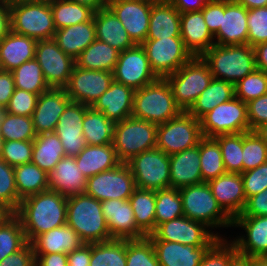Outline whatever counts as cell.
<instances>
[{
	"mask_svg": "<svg viewBox=\"0 0 267 266\" xmlns=\"http://www.w3.org/2000/svg\"><path fill=\"white\" fill-rule=\"evenodd\" d=\"M66 196L51 190L21 200L15 214L20 218L27 242L66 224Z\"/></svg>",
	"mask_w": 267,
	"mask_h": 266,
	"instance_id": "cell-1",
	"label": "cell"
},
{
	"mask_svg": "<svg viewBox=\"0 0 267 266\" xmlns=\"http://www.w3.org/2000/svg\"><path fill=\"white\" fill-rule=\"evenodd\" d=\"M66 224L76 231L85 244L112 240L101 201L86 193L67 198Z\"/></svg>",
	"mask_w": 267,
	"mask_h": 266,
	"instance_id": "cell-2",
	"label": "cell"
},
{
	"mask_svg": "<svg viewBox=\"0 0 267 266\" xmlns=\"http://www.w3.org/2000/svg\"><path fill=\"white\" fill-rule=\"evenodd\" d=\"M201 58L209 66L214 79L234 85L257 69L254 48L249 44H214Z\"/></svg>",
	"mask_w": 267,
	"mask_h": 266,
	"instance_id": "cell-3",
	"label": "cell"
},
{
	"mask_svg": "<svg viewBox=\"0 0 267 266\" xmlns=\"http://www.w3.org/2000/svg\"><path fill=\"white\" fill-rule=\"evenodd\" d=\"M182 112L165 78H158L134 92L131 114L134 118L159 125L176 118Z\"/></svg>",
	"mask_w": 267,
	"mask_h": 266,
	"instance_id": "cell-4",
	"label": "cell"
},
{
	"mask_svg": "<svg viewBox=\"0 0 267 266\" xmlns=\"http://www.w3.org/2000/svg\"><path fill=\"white\" fill-rule=\"evenodd\" d=\"M11 31L35 40L53 39L56 28L49 1H10Z\"/></svg>",
	"mask_w": 267,
	"mask_h": 266,
	"instance_id": "cell-5",
	"label": "cell"
},
{
	"mask_svg": "<svg viewBox=\"0 0 267 266\" xmlns=\"http://www.w3.org/2000/svg\"><path fill=\"white\" fill-rule=\"evenodd\" d=\"M179 193L185 217L201 222L207 228L233 225V219L218 204L208 183L182 187Z\"/></svg>",
	"mask_w": 267,
	"mask_h": 266,
	"instance_id": "cell-6",
	"label": "cell"
},
{
	"mask_svg": "<svg viewBox=\"0 0 267 266\" xmlns=\"http://www.w3.org/2000/svg\"><path fill=\"white\" fill-rule=\"evenodd\" d=\"M165 79L171 87L176 104L187 112L209 86L213 75L201 57H193Z\"/></svg>",
	"mask_w": 267,
	"mask_h": 266,
	"instance_id": "cell-7",
	"label": "cell"
},
{
	"mask_svg": "<svg viewBox=\"0 0 267 266\" xmlns=\"http://www.w3.org/2000/svg\"><path fill=\"white\" fill-rule=\"evenodd\" d=\"M157 126L132 116L115 123L112 144L119 161L127 163L137 154L156 148Z\"/></svg>",
	"mask_w": 267,
	"mask_h": 266,
	"instance_id": "cell-8",
	"label": "cell"
},
{
	"mask_svg": "<svg viewBox=\"0 0 267 266\" xmlns=\"http://www.w3.org/2000/svg\"><path fill=\"white\" fill-rule=\"evenodd\" d=\"M202 138L200 121L183 111L157 126L156 148L171 155L197 146Z\"/></svg>",
	"mask_w": 267,
	"mask_h": 266,
	"instance_id": "cell-9",
	"label": "cell"
},
{
	"mask_svg": "<svg viewBox=\"0 0 267 266\" xmlns=\"http://www.w3.org/2000/svg\"><path fill=\"white\" fill-rule=\"evenodd\" d=\"M203 137L249 132L247 104L237 97L221 103L200 119Z\"/></svg>",
	"mask_w": 267,
	"mask_h": 266,
	"instance_id": "cell-10",
	"label": "cell"
},
{
	"mask_svg": "<svg viewBox=\"0 0 267 266\" xmlns=\"http://www.w3.org/2000/svg\"><path fill=\"white\" fill-rule=\"evenodd\" d=\"M127 164L136 188L153 191L170 188V157L160 149L137 154Z\"/></svg>",
	"mask_w": 267,
	"mask_h": 266,
	"instance_id": "cell-11",
	"label": "cell"
},
{
	"mask_svg": "<svg viewBox=\"0 0 267 266\" xmlns=\"http://www.w3.org/2000/svg\"><path fill=\"white\" fill-rule=\"evenodd\" d=\"M141 45L158 78H166L193 58L181 37L146 39Z\"/></svg>",
	"mask_w": 267,
	"mask_h": 266,
	"instance_id": "cell-12",
	"label": "cell"
},
{
	"mask_svg": "<svg viewBox=\"0 0 267 266\" xmlns=\"http://www.w3.org/2000/svg\"><path fill=\"white\" fill-rule=\"evenodd\" d=\"M136 189L135 179L127 163L100 172L87 179V195L103 202L110 199L129 200Z\"/></svg>",
	"mask_w": 267,
	"mask_h": 266,
	"instance_id": "cell-13",
	"label": "cell"
},
{
	"mask_svg": "<svg viewBox=\"0 0 267 266\" xmlns=\"http://www.w3.org/2000/svg\"><path fill=\"white\" fill-rule=\"evenodd\" d=\"M206 225L182 216L158 225L147 236L151 241L176 242L195 247L212 246L220 236L206 229Z\"/></svg>",
	"mask_w": 267,
	"mask_h": 266,
	"instance_id": "cell-14",
	"label": "cell"
},
{
	"mask_svg": "<svg viewBox=\"0 0 267 266\" xmlns=\"http://www.w3.org/2000/svg\"><path fill=\"white\" fill-rule=\"evenodd\" d=\"M113 78L116 82L129 86L134 90L151 84L158 79L150 67L144 48L142 45L137 44L119 53L118 61L113 71Z\"/></svg>",
	"mask_w": 267,
	"mask_h": 266,
	"instance_id": "cell-15",
	"label": "cell"
},
{
	"mask_svg": "<svg viewBox=\"0 0 267 266\" xmlns=\"http://www.w3.org/2000/svg\"><path fill=\"white\" fill-rule=\"evenodd\" d=\"M35 59L50 88H64L67 85L75 60L66 55L53 39L37 41Z\"/></svg>",
	"mask_w": 267,
	"mask_h": 266,
	"instance_id": "cell-16",
	"label": "cell"
},
{
	"mask_svg": "<svg viewBox=\"0 0 267 266\" xmlns=\"http://www.w3.org/2000/svg\"><path fill=\"white\" fill-rule=\"evenodd\" d=\"M113 81V72L87 70L74 66L64 89L72 101L91 107Z\"/></svg>",
	"mask_w": 267,
	"mask_h": 266,
	"instance_id": "cell-17",
	"label": "cell"
},
{
	"mask_svg": "<svg viewBox=\"0 0 267 266\" xmlns=\"http://www.w3.org/2000/svg\"><path fill=\"white\" fill-rule=\"evenodd\" d=\"M152 3L147 0H112L107 7L121 21L132 42L141 45L148 35Z\"/></svg>",
	"mask_w": 267,
	"mask_h": 266,
	"instance_id": "cell-18",
	"label": "cell"
},
{
	"mask_svg": "<svg viewBox=\"0 0 267 266\" xmlns=\"http://www.w3.org/2000/svg\"><path fill=\"white\" fill-rule=\"evenodd\" d=\"M90 106L71 101L60 116L54 133L60 139L65 156L75 157L85 147L82 121Z\"/></svg>",
	"mask_w": 267,
	"mask_h": 266,
	"instance_id": "cell-19",
	"label": "cell"
},
{
	"mask_svg": "<svg viewBox=\"0 0 267 266\" xmlns=\"http://www.w3.org/2000/svg\"><path fill=\"white\" fill-rule=\"evenodd\" d=\"M247 16L248 9L237 0H221V25L213 35L217 39L215 44H248Z\"/></svg>",
	"mask_w": 267,
	"mask_h": 266,
	"instance_id": "cell-20",
	"label": "cell"
},
{
	"mask_svg": "<svg viewBox=\"0 0 267 266\" xmlns=\"http://www.w3.org/2000/svg\"><path fill=\"white\" fill-rule=\"evenodd\" d=\"M101 207L112 239L131 240L146 237L137 228L129 200H105L101 202Z\"/></svg>",
	"mask_w": 267,
	"mask_h": 266,
	"instance_id": "cell-21",
	"label": "cell"
},
{
	"mask_svg": "<svg viewBox=\"0 0 267 266\" xmlns=\"http://www.w3.org/2000/svg\"><path fill=\"white\" fill-rule=\"evenodd\" d=\"M71 101L64 88H50L40 94L31 116L36 134L54 132L60 116Z\"/></svg>",
	"mask_w": 267,
	"mask_h": 266,
	"instance_id": "cell-22",
	"label": "cell"
},
{
	"mask_svg": "<svg viewBox=\"0 0 267 266\" xmlns=\"http://www.w3.org/2000/svg\"><path fill=\"white\" fill-rule=\"evenodd\" d=\"M233 226L242 227L247 233V239L242 235L232 241L239 254L267 257V216H236Z\"/></svg>",
	"mask_w": 267,
	"mask_h": 266,
	"instance_id": "cell-23",
	"label": "cell"
},
{
	"mask_svg": "<svg viewBox=\"0 0 267 266\" xmlns=\"http://www.w3.org/2000/svg\"><path fill=\"white\" fill-rule=\"evenodd\" d=\"M207 183L218 204L232 219L242 213L247 199L241 174L225 173Z\"/></svg>",
	"mask_w": 267,
	"mask_h": 266,
	"instance_id": "cell-24",
	"label": "cell"
},
{
	"mask_svg": "<svg viewBox=\"0 0 267 266\" xmlns=\"http://www.w3.org/2000/svg\"><path fill=\"white\" fill-rule=\"evenodd\" d=\"M135 90L115 80L91 106L114 123L131 117Z\"/></svg>",
	"mask_w": 267,
	"mask_h": 266,
	"instance_id": "cell-25",
	"label": "cell"
},
{
	"mask_svg": "<svg viewBox=\"0 0 267 266\" xmlns=\"http://www.w3.org/2000/svg\"><path fill=\"white\" fill-rule=\"evenodd\" d=\"M180 36L193 57H201L215 44L201 10L181 13Z\"/></svg>",
	"mask_w": 267,
	"mask_h": 266,
	"instance_id": "cell-26",
	"label": "cell"
},
{
	"mask_svg": "<svg viewBox=\"0 0 267 266\" xmlns=\"http://www.w3.org/2000/svg\"><path fill=\"white\" fill-rule=\"evenodd\" d=\"M170 157V188L203 183L200 169V141L199 144L182 152L169 155Z\"/></svg>",
	"mask_w": 267,
	"mask_h": 266,
	"instance_id": "cell-27",
	"label": "cell"
},
{
	"mask_svg": "<svg viewBox=\"0 0 267 266\" xmlns=\"http://www.w3.org/2000/svg\"><path fill=\"white\" fill-rule=\"evenodd\" d=\"M87 179L77 166L75 157L64 156L49 174V190L66 197L83 194Z\"/></svg>",
	"mask_w": 267,
	"mask_h": 266,
	"instance_id": "cell-28",
	"label": "cell"
},
{
	"mask_svg": "<svg viewBox=\"0 0 267 266\" xmlns=\"http://www.w3.org/2000/svg\"><path fill=\"white\" fill-rule=\"evenodd\" d=\"M152 244L160 266H199L211 247H195L168 241H152Z\"/></svg>",
	"mask_w": 267,
	"mask_h": 266,
	"instance_id": "cell-29",
	"label": "cell"
},
{
	"mask_svg": "<svg viewBox=\"0 0 267 266\" xmlns=\"http://www.w3.org/2000/svg\"><path fill=\"white\" fill-rule=\"evenodd\" d=\"M93 20L97 40L107 43L119 52L135 45L121 21L108 7L95 11Z\"/></svg>",
	"mask_w": 267,
	"mask_h": 266,
	"instance_id": "cell-30",
	"label": "cell"
},
{
	"mask_svg": "<svg viewBox=\"0 0 267 266\" xmlns=\"http://www.w3.org/2000/svg\"><path fill=\"white\" fill-rule=\"evenodd\" d=\"M37 40L10 32L0 41L2 70L12 71L24 62L35 58Z\"/></svg>",
	"mask_w": 267,
	"mask_h": 266,
	"instance_id": "cell-31",
	"label": "cell"
},
{
	"mask_svg": "<svg viewBox=\"0 0 267 266\" xmlns=\"http://www.w3.org/2000/svg\"><path fill=\"white\" fill-rule=\"evenodd\" d=\"M53 40L66 55L75 60L96 40L95 22L92 18L90 21L58 29Z\"/></svg>",
	"mask_w": 267,
	"mask_h": 266,
	"instance_id": "cell-32",
	"label": "cell"
},
{
	"mask_svg": "<svg viewBox=\"0 0 267 266\" xmlns=\"http://www.w3.org/2000/svg\"><path fill=\"white\" fill-rule=\"evenodd\" d=\"M31 244L34 254H68L79 248L83 242L76 231L65 224L37 236Z\"/></svg>",
	"mask_w": 267,
	"mask_h": 266,
	"instance_id": "cell-33",
	"label": "cell"
},
{
	"mask_svg": "<svg viewBox=\"0 0 267 266\" xmlns=\"http://www.w3.org/2000/svg\"><path fill=\"white\" fill-rule=\"evenodd\" d=\"M77 166L86 179L115 168L119 161L113 144L108 145H86V147L75 156Z\"/></svg>",
	"mask_w": 267,
	"mask_h": 266,
	"instance_id": "cell-34",
	"label": "cell"
},
{
	"mask_svg": "<svg viewBox=\"0 0 267 266\" xmlns=\"http://www.w3.org/2000/svg\"><path fill=\"white\" fill-rule=\"evenodd\" d=\"M181 13L168 1L152 3L146 39L180 36Z\"/></svg>",
	"mask_w": 267,
	"mask_h": 266,
	"instance_id": "cell-35",
	"label": "cell"
},
{
	"mask_svg": "<svg viewBox=\"0 0 267 266\" xmlns=\"http://www.w3.org/2000/svg\"><path fill=\"white\" fill-rule=\"evenodd\" d=\"M64 156L62 143L54 132L38 134L33 140L31 162L48 174Z\"/></svg>",
	"mask_w": 267,
	"mask_h": 266,
	"instance_id": "cell-36",
	"label": "cell"
},
{
	"mask_svg": "<svg viewBox=\"0 0 267 266\" xmlns=\"http://www.w3.org/2000/svg\"><path fill=\"white\" fill-rule=\"evenodd\" d=\"M119 53L107 43L96 39L75 59V66L87 70L113 72Z\"/></svg>",
	"mask_w": 267,
	"mask_h": 266,
	"instance_id": "cell-37",
	"label": "cell"
},
{
	"mask_svg": "<svg viewBox=\"0 0 267 266\" xmlns=\"http://www.w3.org/2000/svg\"><path fill=\"white\" fill-rule=\"evenodd\" d=\"M234 97L235 89L233 83L213 78L209 86L198 96L187 112L199 120L216 106Z\"/></svg>",
	"mask_w": 267,
	"mask_h": 266,
	"instance_id": "cell-38",
	"label": "cell"
},
{
	"mask_svg": "<svg viewBox=\"0 0 267 266\" xmlns=\"http://www.w3.org/2000/svg\"><path fill=\"white\" fill-rule=\"evenodd\" d=\"M14 176L20 200L49 190V174L32 162L14 166Z\"/></svg>",
	"mask_w": 267,
	"mask_h": 266,
	"instance_id": "cell-39",
	"label": "cell"
},
{
	"mask_svg": "<svg viewBox=\"0 0 267 266\" xmlns=\"http://www.w3.org/2000/svg\"><path fill=\"white\" fill-rule=\"evenodd\" d=\"M137 228L147 237L155 231L156 191L136 188L129 198Z\"/></svg>",
	"mask_w": 267,
	"mask_h": 266,
	"instance_id": "cell-40",
	"label": "cell"
},
{
	"mask_svg": "<svg viewBox=\"0 0 267 266\" xmlns=\"http://www.w3.org/2000/svg\"><path fill=\"white\" fill-rule=\"evenodd\" d=\"M83 136L87 145H108L113 143L115 123L102 112L92 107L86 110L82 121Z\"/></svg>",
	"mask_w": 267,
	"mask_h": 266,
	"instance_id": "cell-41",
	"label": "cell"
},
{
	"mask_svg": "<svg viewBox=\"0 0 267 266\" xmlns=\"http://www.w3.org/2000/svg\"><path fill=\"white\" fill-rule=\"evenodd\" d=\"M50 7L56 30L90 21L94 10L72 0H51Z\"/></svg>",
	"mask_w": 267,
	"mask_h": 266,
	"instance_id": "cell-42",
	"label": "cell"
},
{
	"mask_svg": "<svg viewBox=\"0 0 267 266\" xmlns=\"http://www.w3.org/2000/svg\"><path fill=\"white\" fill-rule=\"evenodd\" d=\"M27 243L20 218L9 213L0 221V261Z\"/></svg>",
	"mask_w": 267,
	"mask_h": 266,
	"instance_id": "cell-43",
	"label": "cell"
},
{
	"mask_svg": "<svg viewBox=\"0 0 267 266\" xmlns=\"http://www.w3.org/2000/svg\"><path fill=\"white\" fill-rule=\"evenodd\" d=\"M200 169L206 183L227 173L221 148L214 138L203 137L200 140Z\"/></svg>",
	"mask_w": 267,
	"mask_h": 266,
	"instance_id": "cell-44",
	"label": "cell"
},
{
	"mask_svg": "<svg viewBox=\"0 0 267 266\" xmlns=\"http://www.w3.org/2000/svg\"><path fill=\"white\" fill-rule=\"evenodd\" d=\"M89 266H126V239L91 244Z\"/></svg>",
	"mask_w": 267,
	"mask_h": 266,
	"instance_id": "cell-45",
	"label": "cell"
},
{
	"mask_svg": "<svg viewBox=\"0 0 267 266\" xmlns=\"http://www.w3.org/2000/svg\"><path fill=\"white\" fill-rule=\"evenodd\" d=\"M15 88L34 94H42L50 89L45 81L41 66L37 60L31 59L11 71Z\"/></svg>",
	"mask_w": 267,
	"mask_h": 266,
	"instance_id": "cell-46",
	"label": "cell"
},
{
	"mask_svg": "<svg viewBox=\"0 0 267 266\" xmlns=\"http://www.w3.org/2000/svg\"><path fill=\"white\" fill-rule=\"evenodd\" d=\"M0 134L5 141L34 140L37 136L32 118L0 111Z\"/></svg>",
	"mask_w": 267,
	"mask_h": 266,
	"instance_id": "cell-47",
	"label": "cell"
},
{
	"mask_svg": "<svg viewBox=\"0 0 267 266\" xmlns=\"http://www.w3.org/2000/svg\"><path fill=\"white\" fill-rule=\"evenodd\" d=\"M155 229L163 222L184 216L179 189L167 188L156 191Z\"/></svg>",
	"mask_w": 267,
	"mask_h": 266,
	"instance_id": "cell-48",
	"label": "cell"
},
{
	"mask_svg": "<svg viewBox=\"0 0 267 266\" xmlns=\"http://www.w3.org/2000/svg\"><path fill=\"white\" fill-rule=\"evenodd\" d=\"M222 159L227 173H243V133L218 135Z\"/></svg>",
	"mask_w": 267,
	"mask_h": 266,
	"instance_id": "cell-49",
	"label": "cell"
},
{
	"mask_svg": "<svg viewBox=\"0 0 267 266\" xmlns=\"http://www.w3.org/2000/svg\"><path fill=\"white\" fill-rule=\"evenodd\" d=\"M126 266H160L152 241L148 237L126 239Z\"/></svg>",
	"mask_w": 267,
	"mask_h": 266,
	"instance_id": "cell-50",
	"label": "cell"
},
{
	"mask_svg": "<svg viewBox=\"0 0 267 266\" xmlns=\"http://www.w3.org/2000/svg\"><path fill=\"white\" fill-rule=\"evenodd\" d=\"M21 200L16 190L14 167L0 158V205L9 213H15Z\"/></svg>",
	"mask_w": 267,
	"mask_h": 266,
	"instance_id": "cell-51",
	"label": "cell"
},
{
	"mask_svg": "<svg viewBox=\"0 0 267 266\" xmlns=\"http://www.w3.org/2000/svg\"><path fill=\"white\" fill-rule=\"evenodd\" d=\"M243 172L267 161V145L255 131L243 132Z\"/></svg>",
	"mask_w": 267,
	"mask_h": 266,
	"instance_id": "cell-52",
	"label": "cell"
},
{
	"mask_svg": "<svg viewBox=\"0 0 267 266\" xmlns=\"http://www.w3.org/2000/svg\"><path fill=\"white\" fill-rule=\"evenodd\" d=\"M235 97L248 103L267 93V73L255 69L234 85Z\"/></svg>",
	"mask_w": 267,
	"mask_h": 266,
	"instance_id": "cell-53",
	"label": "cell"
},
{
	"mask_svg": "<svg viewBox=\"0 0 267 266\" xmlns=\"http://www.w3.org/2000/svg\"><path fill=\"white\" fill-rule=\"evenodd\" d=\"M248 44L255 47L267 42V6L248 10Z\"/></svg>",
	"mask_w": 267,
	"mask_h": 266,
	"instance_id": "cell-54",
	"label": "cell"
},
{
	"mask_svg": "<svg viewBox=\"0 0 267 266\" xmlns=\"http://www.w3.org/2000/svg\"><path fill=\"white\" fill-rule=\"evenodd\" d=\"M238 254L236 245L221 237L208 249L199 266H229Z\"/></svg>",
	"mask_w": 267,
	"mask_h": 266,
	"instance_id": "cell-55",
	"label": "cell"
},
{
	"mask_svg": "<svg viewBox=\"0 0 267 266\" xmlns=\"http://www.w3.org/2000/svg\"><path fill=\"white\" fill-rule=\"evenodd\" d=\"M33 140L5 141L2 152V159L10 166L27 164L32 160Z\"/></svg>",
	"mask_w": 267,
	"mask_h": 266,
	"instance_id": "cell-56",
	"label": "cell"
},
{
	"mask_svg": "<svg viewBox=\"0 0 267 266\" xmlns=\"http://www.w3.org/2000/svg\"><path fill=\"white\" fill-rule=\"evenodd\" d=\"M38 97V94L15 88L4 111L15 115L31 117L37 105Z\"/></svg>",
	"mask_w": 267,
	"mask_h": 266,
	"instance_id": "cell-57",
	"label": "cell"
},
{
	"mask_svg": "<svg viewBox=\"0 0 267 266\" xmlns=\"http://www.w3.org/2000/svg\"><path fill=\"white\" fill-rule=\"evenodd\" d=\"M244 193L246 199L267 189V161L260 166L243 172Z\"/></svg>",
	"mask_w": 267,
	"mask_h": 266,
	"instance_id": "cell-58",
	"label": "cell"
},
{
	"mask_svg": "<svg viewBox=\"0 0 267 266\" xmlns=\"http://www.w3.org/2000/svg\"><path fill=\"white\" fill-rule=\"evenodd\" d=\"M247 104V117L250 131L267 122V93Z\"/></svg>",
	"mask_w": 267,
	"mask_h": 266,
	"instance_id": "cell-59",
	"label": "cell"
},
{
	"mask_svg": "<svg viewBox=\"0 0 267 266\" xmlns=\"http://www.w3.org/2000/svg\"><path fill=\"white\" fill-rule=\"evenodd\" d=\"M36 257L33 246L27 242L20 250L0 261V266H35Z\"/></svg>",
	"mask_w": 267,
	"mask_h": 266,
	"instance_id": "cell-60",
	"label": "cell"
},
{
	"mask_svg": "<svg viewBox=\"0 0 267 266\" xmlns=\"http://www.w3.org/2000/svg\"><path fill=\"white\" fill-rule=\"evenodd\" d=\"M201 11L208 30L214 35L221 25V0H209Z\"/></svg>",
	"mask_w": 267,
	"mask_h": 266,
	"instance_id": "cell-61",
	"label": "cell"
},
{
	"mask_svg": "<svg viewBox=\"0 0 267 266\" xmlns=\"http://www.w3.org/2000/svg\"><path fill=\"white\" fill-rule=\"evenodd\" d=\"M238 216H267V189L249 197L242 213Z\"/></svg>",
	"mask_w": 267,
	"mask_h": 266,
	"instance_id": "cell-62",
	"label": "cell"
},
{
	"mask_svg": "<svg viewBox=\"0 0 267 266\" xmlns=\"http://www.w3.org/2000/svg\"><path fill=\"white\" fill-rule=\"evenodd\" d=\"M15 89L11 71H0V111L5 110Z\"/></svg>",
	"mask_w": 267,
	"mask_h": 266,
	"instance_id": "cell-63",
	"label": "cell"
},
{
	"mask_svg": "<svg viewBox=\"0 0 267 266\" xmlns=\"http://www.w3.org/2000/svg\"><path fill=\"white\" fill-rule=\"evenodd\" d=\"M91 244L83 243L79 248L67 254V266H89Z\"/></svg>",
	"mask_w": 267,
	"mask_h": 266,
	"instance_id": "cell-64",
	"label": "cell"
},
{
	"mask_svg": "<svg viewBox=\"0 0 267 266\" xmlns=\"http://www.w3.org/2000/svg\"><path fill=\"white\" fill-rule=\"evenodd\" d=\"M35 266H67V254H35Z\"/></svg>",
	"mask_w": 267,
	"mask_h": 266,
	"instance_id": "cell-65",
	"label": "cell"
},
{
	"mask_svg": "<svg viewBox=\"0 0 267 266\" xmlns=\"http://www.w3.org/2000/svg\"><path fill=\"white\" fill-rule=\"evenodd\" d=\"M11 32L10 1L0 0V41Z\"/></svg>",
	"mask_w": 267,
	"mask_h": 266,
	"instance_id": "cell-66",
	"label": "cell"
},
{
	"mask_svg": "<svg viewBox=\"0 0 267 266\" xmlns=\"http://www.w3.org/2000/svg\"><path fill=\"white\" fill-rule=\"evenodd\" d=\"M180 13L199 11L209 0H167Z\"/></svg>",
	"mask_w": 267,
	"mask_h": 266,
	"instance_id": "cell-67",
	"label": "cell"
},
{
	"mask_svg": "<svg viewBox=\"0 0 267 266\" xmlns=\"http://www.w3.org/2000/svg\"><path fill=\"white\" fill-rule=\"evenodd\" d=\"M254 48L256 68L267 73V42L256 45Z\"/></svg>",
	"mask_w": 267,
	"mask_h": 266,
	"instance_id": "cell-68",
	"label": "cell"
},
{
	"mask_svg": "<svg viewBox=\"0 0 267 266\" xmlns=\"http://www.w3.org/2000/svg\"><path fill=\"white\" fill-rule=\"evenodd\" d=\"M76 3L89 6L94 11H98L107 7V2L105 0H72Z\"/></svg>",
	"mask_w": 267,
	"mask_h": 266,
	"instance_id": "cell-69",
	"label": "cell"
},
{
	"mask_svg": "<svg viewBox=\"0 0 267 266\" xmlns=\"http://www.w3.org/2000/svg\"><path fill=\"white\" fill-rule=\"evenodd\" d=\"M237 1L241 5L245 6L248 10L267 6V0H237Z\"/></svg>",
	"mask_w": 267,
	"mask_h": 266,
	"instance_id": "cell-70",
	"label": "cell"
},
{
	"mask_svg": "<svg viewBox=\"0 0 267 266\" xmlns=\"http://www.w3.org/2000/svg\"><path fill=\"white\" fill-rule=\"evenodd\" d=\"M229 266H250V257L238 253L230 261Z\"/></svg>",
	"mask_w": 267,
	"mask_h": 266,
	"instance_id": "cell-71",
	"label": "cell"
},
{
	"mask_svg": "<svg viewBox=\"0 0 267 266\" xmlns=\"http://www.w3.org/2000/svg\"><path fill=\"white\" fill-rule=\"evenodd\" d=\"M254 131L267 145V122L257 127Z\"/></svg>",
	"mask_w": 267,
	"mask_h": 266,
	"instance_id": "cell-72",
	"label": "cell"
},
{
	"mask_svg": "<svg viewBox=\"0 0 267 266\" xmlns=\"http://www.w3.org/2000/svg\"><path fill=\"white\" fill-rule=\"evenodd\" d=\"M250 266H267V257H250Z\"/></svg>",
	"mask_w": 267,
	"mask_h": 266,
	"instance_id": "cell-73",
	"label": "cell"
},
{
	"mask_svg": "<svg viewBox=\"0 0 267 266\" xmlns=\"http://www.w3.org/2000/svg\"><path fill=\"white\" fill-rule=\"evenodd\" d=\"M8 214L9 212L0 205V221Z\"/></svg>",
	"mask_w": 267,
	"mask_h": 266,
	"instance_id": "cell-74",
	"label": "cell"
},
{
	"mask_svg": "<svg viewBox=\"0 0 267 266\" xmlns=\"http://www.w3.org/2000/svg\"><path fill=\"white\" fill-rule=\"evenodd\" d=\"M4 142H5V140L3 139V137L0 134V158H2Z\"/></svg>",
	"mask_w": 267,
	"mask_h": 266,
	"instance_id": "cell-75",
	"label": "cell"
},
{
	"mask_svg": "<svg viewBox=\"0 0 267 266\" xmlns=\"http://www.w3.org/2000/svg\"><path fill=\"white\" fill-rule=\"evenodd\" d=\"M147 1H151V2L155 3V2H163V1H167V0H147Z\"/></svg>",
	"mask_w": 267,
	"mask_h": 266,
	"instance_id": "cell-76",
	"label": "cell"
},
{
	"mask_svg": "<svg viewBox=\"0 0 267 266\" xmlns=\"http://www.w3.org/2000/svg\"><path fill=\"white\" fill-rule=\"evenodd\" d=\"M9 1H39V0H9Z\"/></svg>",
	"mask_w": 267,
	"mask_h": 266,
	"instance_id": "cell-77",
	"label": "cell"
}]
</instances>
